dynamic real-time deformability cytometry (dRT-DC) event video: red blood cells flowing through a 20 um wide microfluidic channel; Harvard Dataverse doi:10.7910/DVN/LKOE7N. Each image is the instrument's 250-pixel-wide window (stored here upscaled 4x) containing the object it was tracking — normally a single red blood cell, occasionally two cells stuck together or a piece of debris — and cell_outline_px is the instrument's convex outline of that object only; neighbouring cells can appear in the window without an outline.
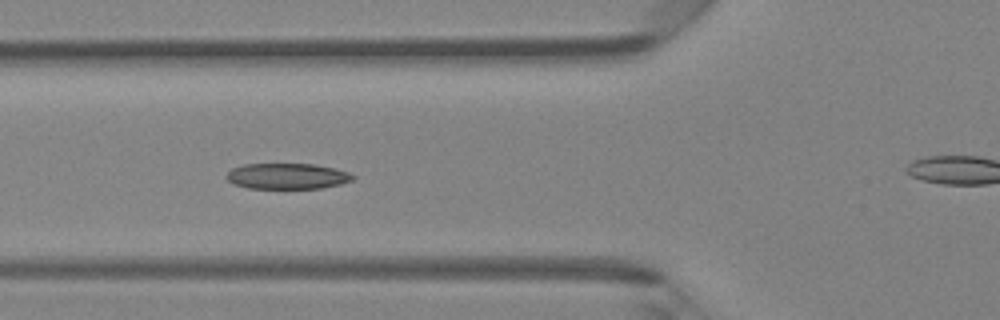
{"species": "Egyptian fruit bat (a non-hibernating species)", "species_latin": "Rousettus aegyptiacus", "temperature_condition": "room temperature", "stored_images_in_passage": 7, "camera_frame_rate_fps": 3000, "um_per_image_px": 0.085, "animal": {"sex": "female"}, "frame": {"image": 1, "passage_image": 6, "time_ms": 5.667, "image_size_px": [1000, 320], "cell_outline_px": [[356, 176], [352, 180], [340, 184], [320, 188], [248, 188], [232, 184], [228, 180], [228, 172], [232, 168], [244, 164], [316, 164], [336, 168], [348, 172]], "centroid_in_image_um": [24.43, 14.97], "position_along_channel_um": 101.4, "area_um2": 18.96}}